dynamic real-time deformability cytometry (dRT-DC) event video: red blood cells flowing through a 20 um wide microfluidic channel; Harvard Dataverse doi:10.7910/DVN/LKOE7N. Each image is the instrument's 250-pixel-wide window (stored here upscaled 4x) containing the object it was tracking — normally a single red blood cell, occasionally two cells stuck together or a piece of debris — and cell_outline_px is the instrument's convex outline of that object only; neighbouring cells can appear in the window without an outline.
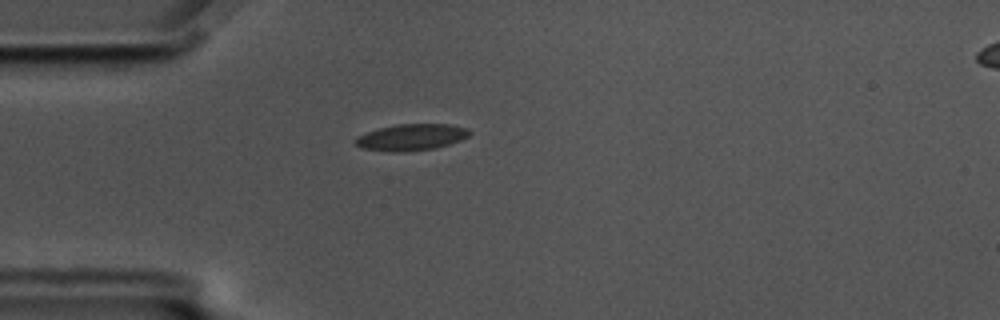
{"species": "common noctule bat (a hibernating species)", "species_latin": "Nyctalus noctula", "temperature_condition": "cold", "stored_images_in_passage": 44, "camera_frame_rate_fps": 3000, "um_per_image_px": 0.085, "animal": {"sex": "male", "body_mass_g": 17.5, "forearm_length_mm": 52.3}, "frame": {"image": 1, "passage_image": 2, "time_ms": 0.333, "image_size_px": [1000, 320], "cell_outline_px": [[472, 132], [468, 136], [460, 140], [436, 148], [404, 152], [392, 152], [360, 148], [352, 140], [356, 136], [380, 128], [396, 124], [448, 124], [468, 128]], "centroid_in_image_um": [34.94, 11.67], "position_along_channel_um": 50.1, "area_um2": 17.69}}
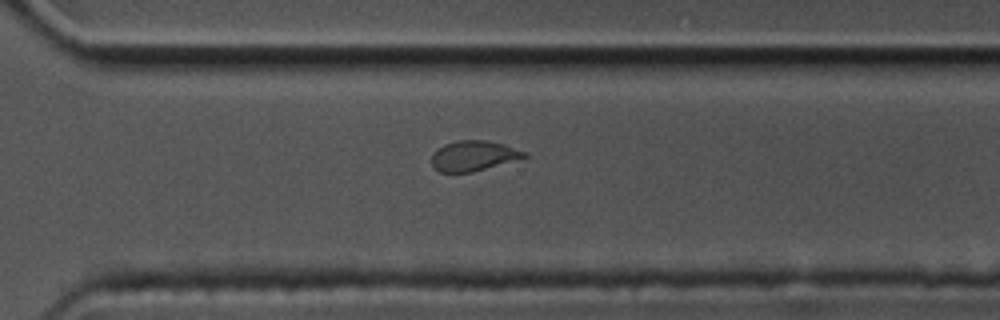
{"frame": {"image": 2, "passage_image": 27, "time_ms": 8.667, "image_size_px": [1000, 320], "cell_outline_px": [[528, 156], [472, 172], [440, 172], [432, 164], [432, 152], [436, 148], [444, 144], [460, 140], [484, 140], [500, 144], [528, 152]], "centroid_in_image_um": [40.2, 13.24], "position_along_channel_um": 330.4, "area_um2": 16.01}}
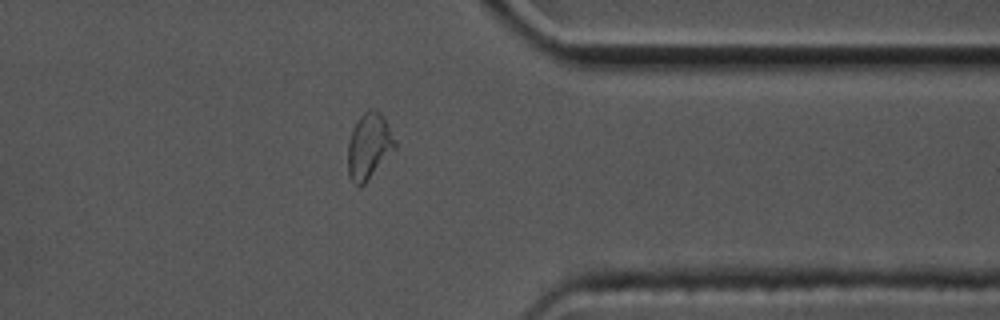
{"frame": {"image": 3, "passage_image": 32, "time_ms": 10.333, "image_size_px": [1000, 320], "cell_outline_px": [[396, 148], [368, 180], [360, 188], [352, 184], [348, 176], [348, 144], [352, 128], [356, 120], [368, 108], [372, 108], [380, 112], [384, 116], [396, 140]], "centroid_in_image_um": [31.35, 12.43], "position_along_channel_um": 380.0, "area_um2": 18.5}, "authors_computed_cell_mechanics": {"area_um2": 17.2244, "velocity_mm_per_s": 3.4874, "shape_relaxation_time_tau1_ms": null, "shape_relaxation_time_tau2_ms": 1.0227, "deformation_change_tau1": null, "deformation_change_tau2": 0.0591}}